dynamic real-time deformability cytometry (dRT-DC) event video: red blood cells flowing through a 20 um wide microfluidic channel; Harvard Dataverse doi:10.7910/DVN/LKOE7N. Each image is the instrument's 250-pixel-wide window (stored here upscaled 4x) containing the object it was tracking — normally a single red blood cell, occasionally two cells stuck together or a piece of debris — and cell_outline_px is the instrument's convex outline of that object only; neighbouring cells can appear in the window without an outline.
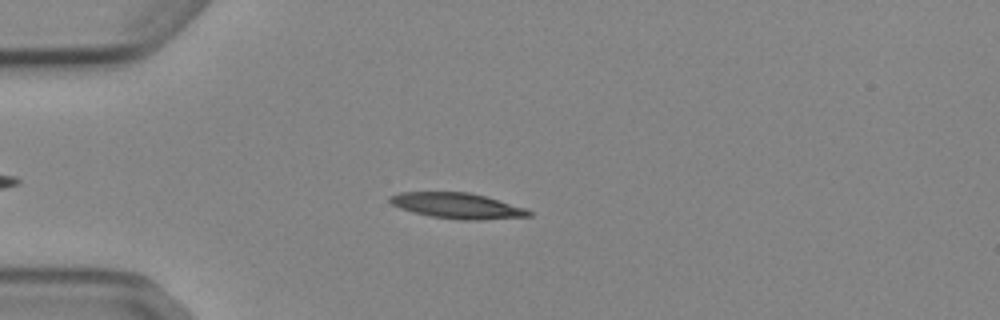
{"species": "Egyptian fruit bat (a non-hibernating species)", "species_latin": "Rousettus aegyptiacus", "temperature_condition": "cold", "stored_images_in_passage": 48, "camera_frame_rate_fps": 3000, "um_per_image_px": 0.085, "animal": {"sex": "female"}, "frame": {"image": 1, "passage_image": 10, "time_ms": 3.0, "image_size_px": [1000, 320], "cell_outline_px": [[532, 216], [480, 220], [460, 220], [432, 216], [400, 208], [392, 204], [388, 200], [388, 196], [400, 192], [468, 192], [484, 196], [528, 208], [532, 212]], "centroid_in_image_um": [38.9, 17.48], "position_along_channel_um": 46.1, "area_um2": 20.69}}
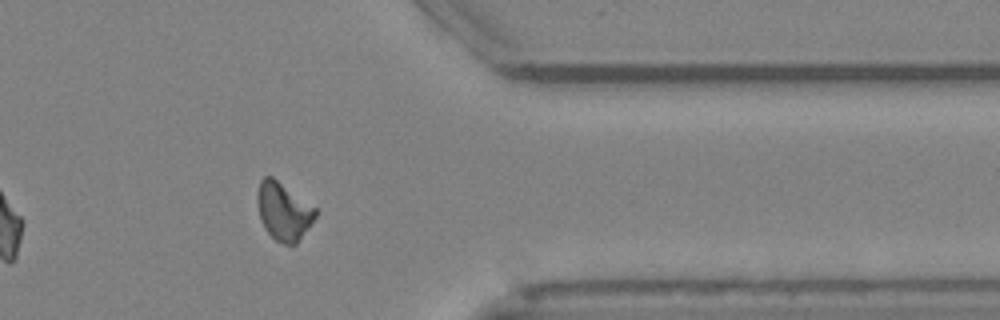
{"frame": {"image": 2, "passage_image": 39, "time_ms": 12.667, "image_size_px": [1000, 320], "cell_outline_px": [[316, 216], [308, 228], [296, 244], [284, 244], [276, 240], [264, 228], [260, 220], [256, 200], [256, 196], [260, 180], [264, 176], [272, 176], [316, 208]], "centroid_in_image_um": [24.07, 17.95], "position_along_channel_um": 387.3, "area_um2": 19.48}}
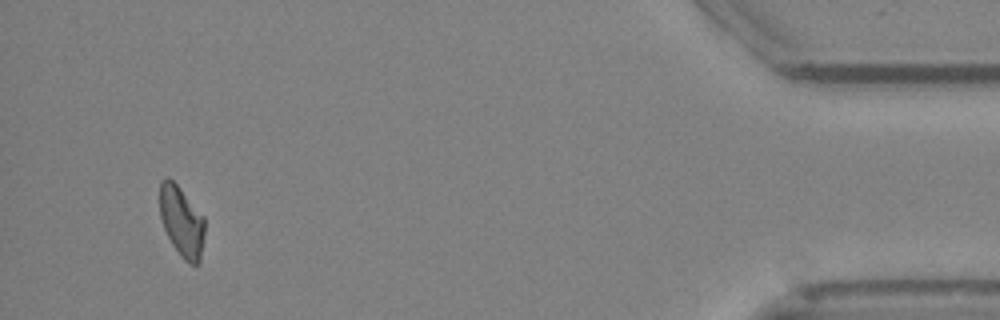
{"frame": {"image": 3, "passage_image": 46, "time_ms": 15.0, "image_size_px": [1000, 320], "cell_outline_px": [[204, 232], [200, 264], [192, 264], [184, 260], [180, 256], [172, 244], [164, 228], [160, 216], [160, 180], [168, 176], [180, 188], [204, 216]], "centroid_in_image_um": [15.44, 18.83], "position_along_channel_um": 419.8, "area_um2": 18.44}, "authors_computed_cell_mechanics": {"area_um2": 19.7098, "velocity_mm_per_s": 3.8756, "shape_relaxation_time_tau1_ms": 7.9944, "shape_relaxation_time_tau2_ms": null, "deformation_change_tau1": 0.199, "deformation_change_tau2": null}}